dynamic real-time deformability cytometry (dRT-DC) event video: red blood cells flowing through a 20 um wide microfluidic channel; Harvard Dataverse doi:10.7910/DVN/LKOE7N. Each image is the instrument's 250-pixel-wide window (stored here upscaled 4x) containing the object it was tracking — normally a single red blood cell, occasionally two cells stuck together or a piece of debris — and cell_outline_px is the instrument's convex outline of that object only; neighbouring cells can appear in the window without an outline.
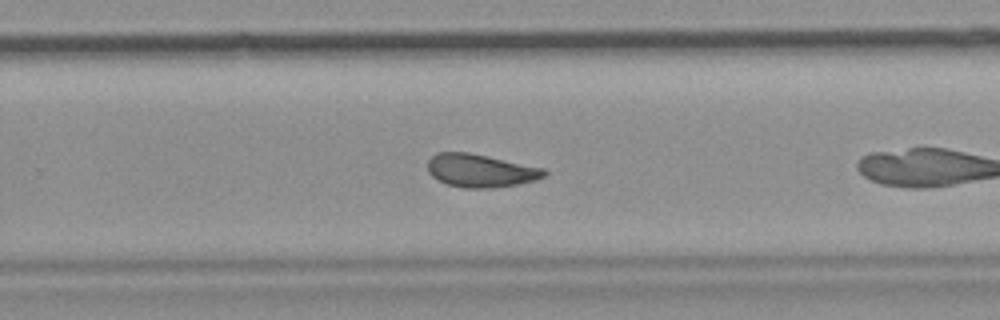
{"species": "common noctule bat (a hibernating species)", "species_latin": "Nyctalus noctula", "temperature_condition": "room temperature", "stored_images_in_passage": 34, "camera_frame_rate_fps": 3000, "um_per_image_px": 0.085, "animal": {"sex": "female", "body_mass_g": 19.9}, "frame": {"image": 1, "passage_image": 20, "time_ms": 6.333, "image_size_px": [1000, 320], "cell_outline_px": [[548, 172], [544, 176], [536, 180], [516, 184], [488, 188], [464, 188], [448, 184], [436, 180], [428, 172], [428, 160], [436, 152], [468, 152], [544, 168]], "centroid_in_image_um": [40.81, 14.5], "position_along_channel_um": 289.0, "area_um2": 22.37}, "authors_computed_cell_mechanics": {"area_um2": 22.0507, "velocity_mm_per_s": 3.7002, "shape_relaxation_time_tau1_ms": 5.029, "shape_relaxation_time_tau2_ms": 1.4823, "deformation_change_tau1": 0.1174, "deformation_change_tau2": 0.057}}